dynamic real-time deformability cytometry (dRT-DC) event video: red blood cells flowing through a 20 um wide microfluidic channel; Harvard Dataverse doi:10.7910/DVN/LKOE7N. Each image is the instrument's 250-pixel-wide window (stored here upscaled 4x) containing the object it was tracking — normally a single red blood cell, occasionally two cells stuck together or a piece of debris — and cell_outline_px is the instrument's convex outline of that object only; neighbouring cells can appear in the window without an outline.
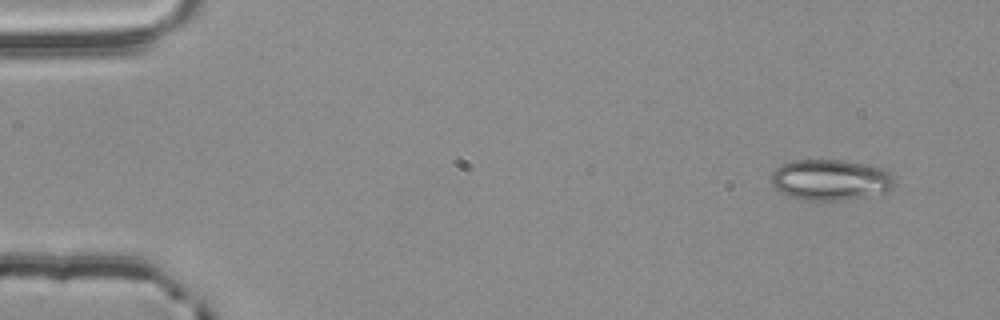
{"species": "common noctule bat (a hibernating species)", "species_latin": "Nyctalus noctula", "temperature_condition": "room temperature", "stored_images_in_passage": 4, "camera_frame_rate_fps": 3000, "um_per_image_px": 0.085, "animal": {"sex": "male", "body_mass_g": 20.4}, "frame": {"image": 1, "passage_image": 1, "time_ms": 0.0, "image_size_px": [1000, 320], "cell_outline_px": [[896, 180], [892, 188], [884, 192], [864, 196], [840, 200], [808, 200], [784, 196], [772, 184], [772, 172], [776, 168], [792, 160], [844, 160], [868, 164], [884, 168], [892, 172]], "centroid_in_image_um": [70.62, 15.27], "position_along_channel_um": 14.4, "area_um2": 29.54}}
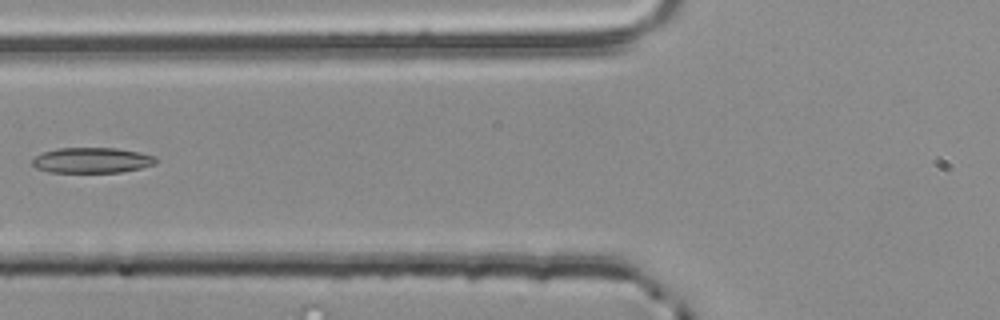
{"frame": {"image": 2, "passage_image": 4, "time_ms": 1.0, "image_size_px": [1000, 320], "cell_outline_px": [[156, 160], [152, 164], [140, 168], [120, 172], [48, 172], [36, 168], [32, 164], [32, 160], [36, 156], [44, 152], [60, 148], [116, 148], [140, 152], [156, 156]], "centroid_in_image_um": [7.8, 13.62], "position_along_channel_um": 118.0, "area_um2": 18.15}}